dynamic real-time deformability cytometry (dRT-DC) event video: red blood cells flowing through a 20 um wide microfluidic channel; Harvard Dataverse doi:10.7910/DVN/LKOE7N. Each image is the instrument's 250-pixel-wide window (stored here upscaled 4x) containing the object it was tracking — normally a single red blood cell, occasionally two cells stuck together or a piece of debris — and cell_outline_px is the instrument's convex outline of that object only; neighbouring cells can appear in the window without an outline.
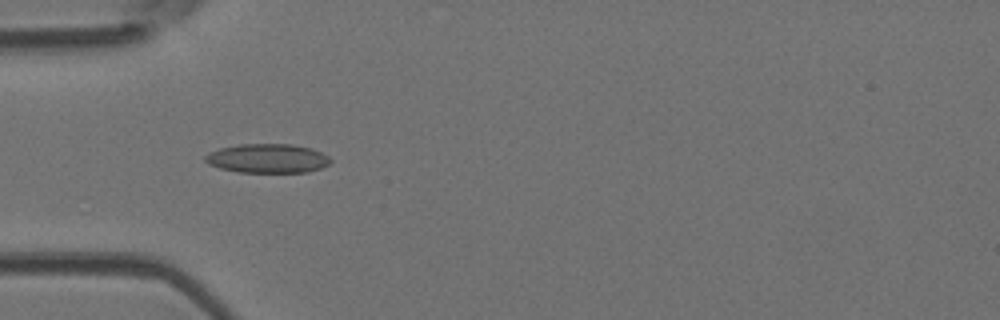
{"species": "Egyptian fruit bat (a non-hibernating species)", "species_latin": "Rousettus aegyptiacus", "temperature_condition": "room temperature", "stored_images_in_passage": 7, "camera_frame_rate_fps": 3000, "um_per_image_px": 0.085, "animal": {"sex": "female"}, "frame": {"image": 1, "passage_image": 4, "time_ms": 1.0, "image_size_px": [1000, 320], "cell_outline_px": [[332, 160], [328, 164], [320, 168], [308, 172], [240, 172], [220, 168], [208, 164], [204, 160], [204, 156], [208, 152], [220, 148], [240, 144], [292, 144], [312, 148], [328, 156]], "centroid_in_image_um": [22.72, 13.46], "position_along_channel_um": 62.3, "area_um2": 21.27}}
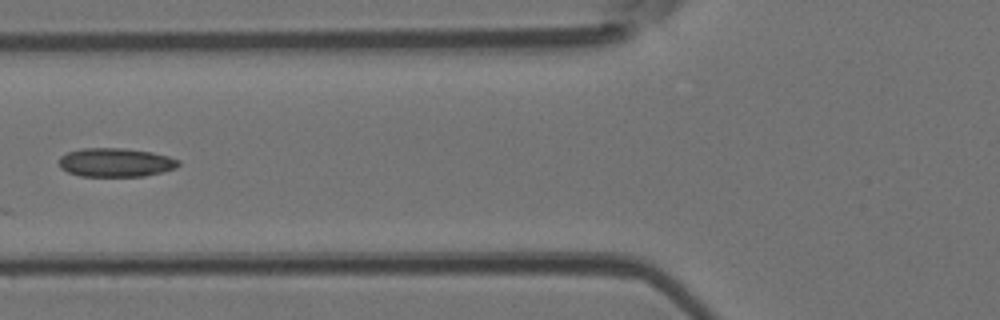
{"frame": {"image": 2, "passage_image": 5, "time_ms": 1.333, "image_size_px": [1000, 320], "cell_outline_px": [[180, 164], [176, 168], [144, 176], [80, 176], [68, 172], [60, 168], [60, 156], [68, 152], [80, 148], [124, 148], [152, 152], [168, 156], [180, 160]], "centroid_in_image_um": [9.83, 13.8], "position_along_channel_um": 116.0, "area_um2": 20.06}}